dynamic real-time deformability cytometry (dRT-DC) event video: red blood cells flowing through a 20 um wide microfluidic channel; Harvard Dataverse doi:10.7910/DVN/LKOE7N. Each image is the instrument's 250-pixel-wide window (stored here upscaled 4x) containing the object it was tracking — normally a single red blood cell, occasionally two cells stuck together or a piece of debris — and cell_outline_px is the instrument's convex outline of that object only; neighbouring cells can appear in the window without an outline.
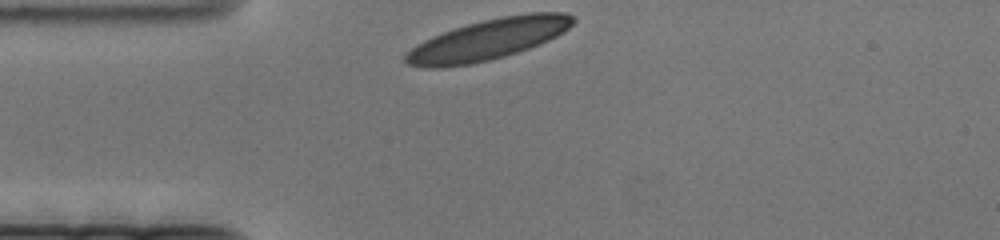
{"species": "human", "species_latin": "Homo sapiens", "temperature_condition": "cold", "stored_images_in_passage": 45, "camera_frame_rate_fps": 3000, "um_per_image_px": 0.085, "donor": {"sex": "female"}, "frame": {"image": 1, "passage_image": 1, "time_ms": 0.0, "image_size_px": [1000, 240], "cell_outline_px": [[576, 20], [564, 32], [540, 44], [504, 56], [488, 60], [468, 64], [440, 68], [424, 68], [408, 64], [404, 60], [404, 56], [416, 44], [424, 40], [444, 32], [468, 24], [484, 20], [504, 16], [528, 12], [564, 12], [572, 16]], "centroid_in_image_um": [41.5, 3.35], "position_along_channel_um": 43.5, "area_um2": 39.3}}
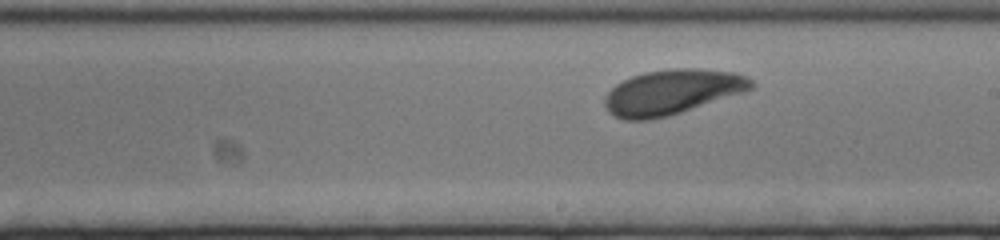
{"frame": {"image": 2, "passage_image": 26, "time_ms": 8.333, "image_size_px": [1000, 240], "cell_outline_px": [[756, 84], [752, 88], [744, 92], [668, 116], [652, 120], [624, 120], [612, 116], [608, 112], [604, 104], [604, 96], [616, 84], [632, 76], [644, 72], [672, 68], [696, 68], [736, 72], [748, 76]], "centroid_in_image_um": [57.12, 7.82], "position_along_channel_um": 231.9, "area_um2": 38.67}}
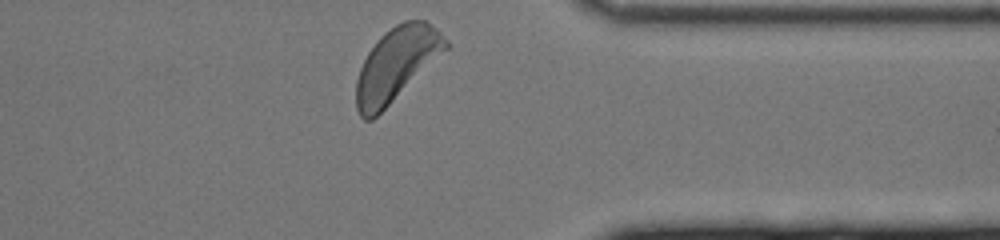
{"frame": {"image": 3, "passage_image": 45, "time_ms": 14.667, "image_size_px": [1000, 240], "cell_outline_px": [[448, 48], [372, 120], [364, 120], [360, 116], [356, 108], [356, 80], [360, 68], [368, 52], [376, 40], [384, 32], [396, 24], [404, 20], [428, 20], [448, 40]], "centroid_in_image_um": [33.68, 5.44], "position_along_channel_um": 377.7, "area_um2": 37.86}}